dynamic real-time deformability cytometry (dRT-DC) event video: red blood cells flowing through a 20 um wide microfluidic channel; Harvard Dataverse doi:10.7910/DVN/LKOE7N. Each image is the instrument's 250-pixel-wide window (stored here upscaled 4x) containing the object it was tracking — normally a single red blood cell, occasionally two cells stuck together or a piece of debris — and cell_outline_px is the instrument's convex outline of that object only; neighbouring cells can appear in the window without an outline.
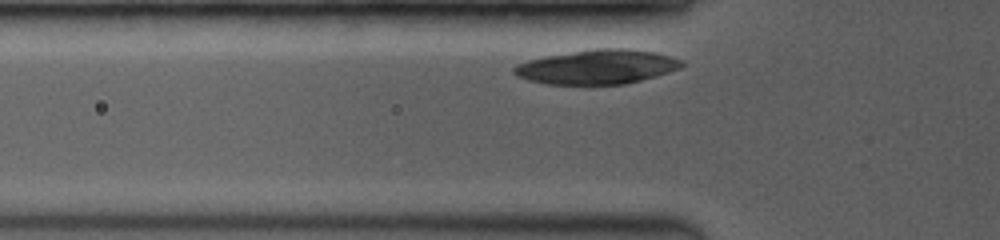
{"species": "common noctule bat (a hibernating species)", "species_latin": "Nyctalus noctula", "temperature_condition": "room temperature", "stored_images_in_passage": 7, "segment_of_instrument_passage": [2, 2], "camera_frame_rate_fps": 3500, "um_per_image_px": 0.085, "animal": {"sex": "female", "body_mass_g": 19.0, "forearm_length_mm": 53.3}, "frame": {"image": 1, "passage_image": 5, "time_ms": 0.857, "image_size_px": [1000, 240], "cell_outline_px": [[684, 64], [680, 68], [656, 76], [624, 84], [544, 84], [528, 80], [516, 76], [512, 72], [512, 68], [516, 64], [528, 60], [544, 56], [592, 48], [628, 48], [656, 52], [672, 56], [684, 60]], "centroid_in_image_um": [50.75, 5.67], "position_along_channel_um": 75.0, "area_um2": 33.93}}